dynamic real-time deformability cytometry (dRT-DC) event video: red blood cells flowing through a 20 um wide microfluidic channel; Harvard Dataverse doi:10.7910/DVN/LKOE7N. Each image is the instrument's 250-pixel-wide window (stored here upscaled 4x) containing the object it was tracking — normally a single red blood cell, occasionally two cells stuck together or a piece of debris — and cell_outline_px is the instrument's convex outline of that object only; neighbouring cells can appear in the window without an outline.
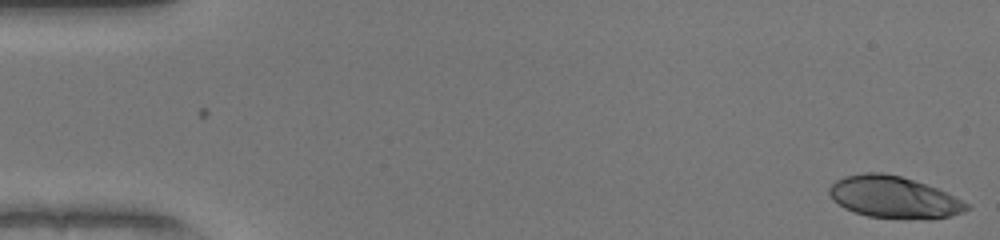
{"species": "human", "species_latin": "Homo sapiens", "temperature_condition": "warm", "stored_images_in_passage": 50, "camera_frame_rate_fps": 3000, "um_per_image_px": 0.085, "donor": {"sex": "female"}, "frame": {"image": 1, "passage_image": 1, "time_ms": 0.0, "image_size_px": [1000, 240], "cell_outline_px": [[972, 208], [964, 212], [952, 216], [868, 216], [844, 208], [832, 200], [828, 192], [828, 188], [836, 180], [844, 176], [864, 172], [884, 172], [900, 176], [936, 188], [972, 204]], "centroid_in_image_um": [75.93, 16.71], "position_along_channel_um": 9.1, "area_um2": 32.54}}
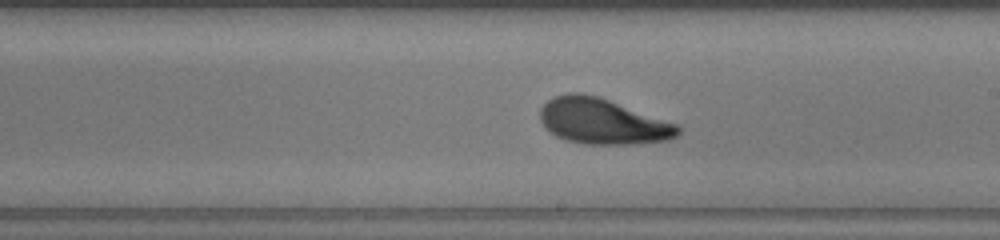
{"frame": {"image": 2, "passage_image": 29, "time_ms": 9.333, "image_size_px": [1000, 240], "cell_outline_px": [[684, 128], [676, 136], [668, 140], [632, 144], [584, 144], [564, 140], [556, 136], [540, 120], [540, 108], [548, 100], [556, 96], [568, 92], [580, 92], [596, 96], [680, 124]], "centroid_in_image_um": [51.26, 10.32], "position_along_channel_um": 237.7, "area_um2": 36.7}}
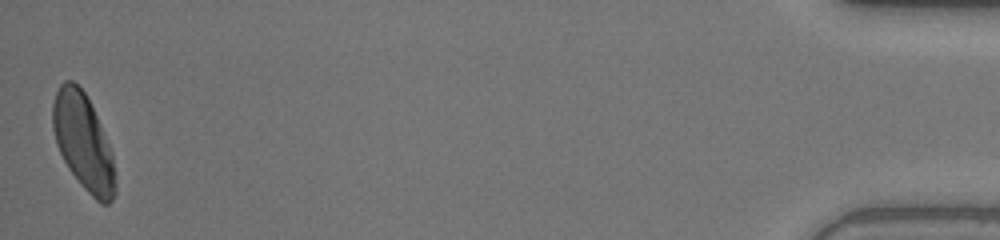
{"frame": {"image": 3, "passage_image": 50, "time_ms": 16.333, "image_size_px": [1000, 240], "cell_outline_px": [[116, 192], [112, 200], [108, 204], [100, 204], [80, 184], [68, 168], [56, 144], [52, 128], [52, 104], [56, 92], [60, 84], [64, 80], [72, 80], [84, 92], [96, 116], [112, 152], [116, 184]], "centroid_in_image_um": [7.07, 12.09], "position_along_channel_um": 428.1, "area_um2": 34.85}, "authors_computed_cell_mechanics": {"area_um2": 35.4025, "velocity_mm_per_s": 4.0986, "shape_relaxation_time_tau1_ms": 3.7894, "shape_relaxation_time_tau2_ms": 1.7418, "deformation_change_tau1": 0.1761, "deformation_change_tau2": 0.0855}}